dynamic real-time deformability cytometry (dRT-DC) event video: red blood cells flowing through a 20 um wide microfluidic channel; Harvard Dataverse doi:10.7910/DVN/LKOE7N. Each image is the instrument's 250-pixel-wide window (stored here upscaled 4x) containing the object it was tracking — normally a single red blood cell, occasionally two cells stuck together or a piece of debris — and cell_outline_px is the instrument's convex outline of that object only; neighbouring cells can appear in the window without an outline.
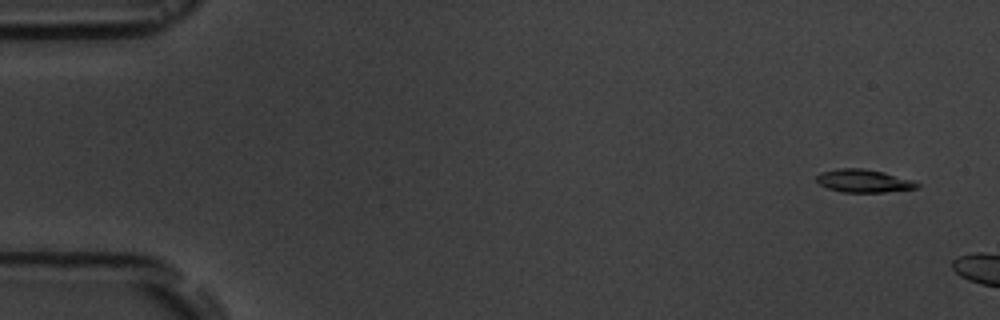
{"species": "common noctule bat (a hibernating species)", "species_latin": "Nyctalus noctula", "temperature_condition": "room temperature", "stored_images_in_passage": 3, "camera_frame_rate_fps": 3000, "um_per_image_px": 0.085, "animal": {"sex": "male", "body_mass_g": 19.5, "forearm_length_mm": 54.6}, "frame": {"image": 1, "passage_image": 1, "time_ms": 0.0, "image_size_px": [1000, 320], "cell_outline_px": [[920, 184], [916, 188], [884, 192], [840, 192], [828, 188], [820, 184], [816, 180], [816, 176], [820, 172], [836, 168], [864, 168], [884, 172], [916, 180]], "centroid_in_image_um": [73.42, 15.36], "position_along_channel_um": 11.6, "area_um2": 13.64}}